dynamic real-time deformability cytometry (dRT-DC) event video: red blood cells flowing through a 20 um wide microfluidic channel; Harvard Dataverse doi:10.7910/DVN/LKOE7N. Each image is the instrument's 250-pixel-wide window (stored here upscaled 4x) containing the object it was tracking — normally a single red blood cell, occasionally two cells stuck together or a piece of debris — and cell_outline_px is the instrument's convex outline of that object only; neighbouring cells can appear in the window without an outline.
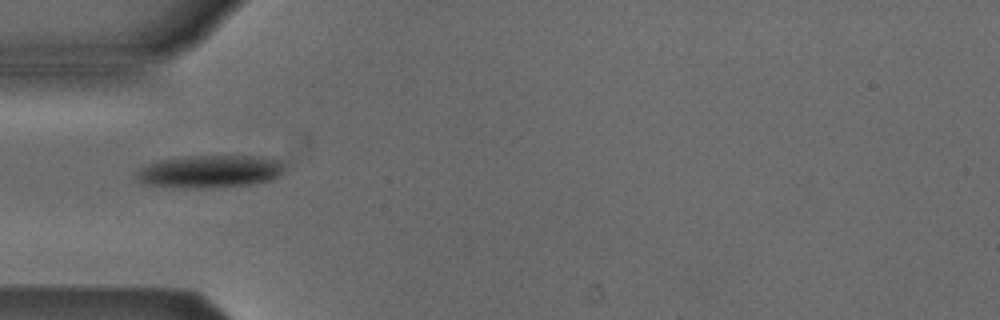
{"species": "Egyptian fruit bat (a non-hibernating species)", "species_latin": "Rousettus aegyptiacus", "temperature_condition": "cold", "stored_images_in_passage": 7, "camera_frame_rate_fps": 3000, "um_per_image_px": 0.085, "animal": {"sex": "male"}, "frame": {"image": 1, "passage_image": 5, "time_ms": 1.333, "image_size_px": [1000, 320], "cell_outline_px": [[284, 168], [272, 180], [248, 184], [196, 188], [144, 184], [136, 180], [136, 176], [140, 168], [160, 160], [188, 156], [260, 156], [280, 160]], "centroid_in_image_um": [17.83, 14.56], "position_along_channel_um": 67.2, "area_um2": 27.57}}
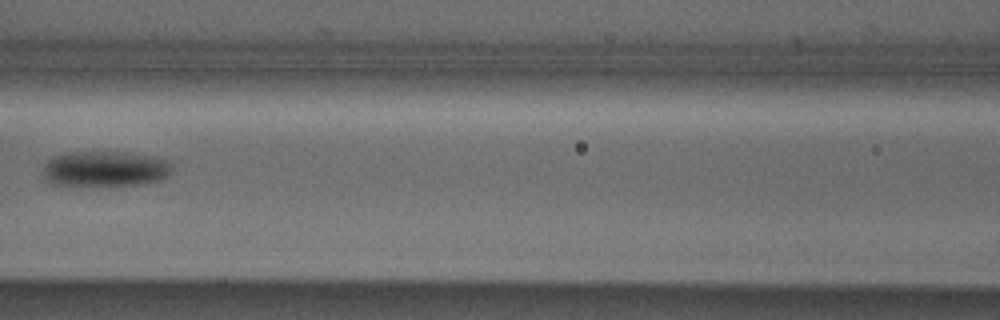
{"frame": {"image": 2, "passage_image": 7, "time_ms": 2.0, "image_size_px": [1000, 320], "cell_outline_px": [[172, 172], [168, 176], [160, 180], [144, 184], [112, 188], [72, 188], [48, 184], [44, 180], [44, 164], [52, 156], [68, 152], [128, 152], [152, 156], [168, 160], [172, 164]], "centroid_in_image_um": [8.89, 14.43], "position_along_channel_um": 157.7, "area_um2": 28.61}}